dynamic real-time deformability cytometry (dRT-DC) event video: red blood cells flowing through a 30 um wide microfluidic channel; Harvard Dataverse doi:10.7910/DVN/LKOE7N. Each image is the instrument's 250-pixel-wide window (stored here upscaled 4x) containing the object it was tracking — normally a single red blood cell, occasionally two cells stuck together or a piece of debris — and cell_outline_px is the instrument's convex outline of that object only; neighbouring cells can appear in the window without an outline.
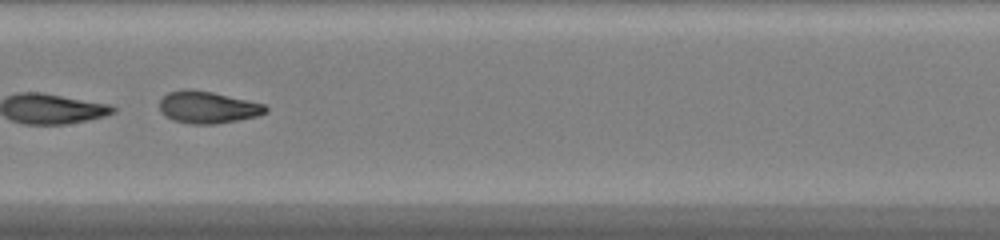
{"species": "common noctule bat (a hibernating species)", "species_latin": "Nyctalus noctula", "temperature_condition": "warm", "stored_images_in_passage": 48, "camera_frame_rate_fps": 3000, "um_per_image_px": 0.085, "animal": {"sex": "female", "body_mass_g": 20.0, "forearm_length_mm": 54.0}, "frame": {"image": 1, "passage_image": 26, "time_ms": 8.333, "image_size_px": [1000, 240], "cell_outline_px": [[268, 112], [260, 116], [216, 124], [192, 124], [172, 120], [160, 112], [160, 100], [168, 92], [184, 88], [188, 88], [212, 92], [264, 104], [268, 108]], "centroid_in_image_um": [17.66, 9.12], "position_along_channel_um": 189.7, "area_um2": 19.94}, "authors_computed_cell_mechanics": {"area_um2": 20.0855, "velocity_mm_per_s": 4.1887, "shape_relaxation_time_tau1_ms": 6.2998, "shape_relaxation_time_tau2_ms": 1.6806, "deformation_change_tau1": 0.2246, "deformation_change_tau2": 0.0778}}